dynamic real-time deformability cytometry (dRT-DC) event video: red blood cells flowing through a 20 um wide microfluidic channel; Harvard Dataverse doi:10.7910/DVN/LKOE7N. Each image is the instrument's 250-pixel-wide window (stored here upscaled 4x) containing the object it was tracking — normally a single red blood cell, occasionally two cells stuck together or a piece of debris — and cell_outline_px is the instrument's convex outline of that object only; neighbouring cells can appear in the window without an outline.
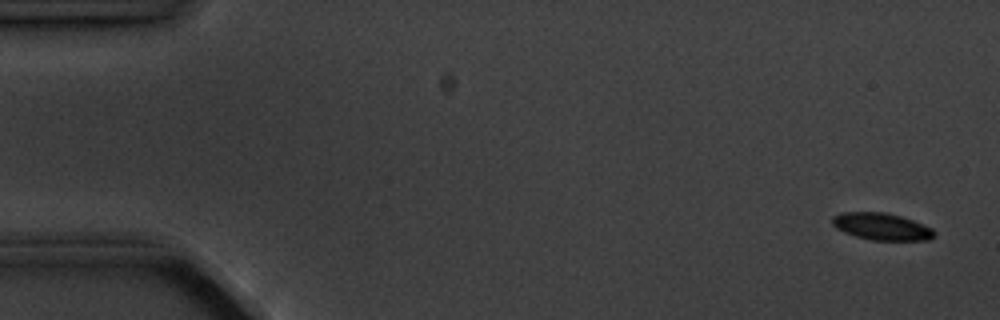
{"species": "common noctule bat (a hibernating species)", "species_latin": "Nyctalus noctula", "temperature_condition": "cold", "stored_images_in_passage": 5, "camera_frame_rate_fps": 3000, "um_per_image_px": 0.085, "animal": {"sex": "male", "body_mass_g": 20.1, "forearm_length_mm": 53.5}, "frame": {"image": 1, "passage_image": 1, "time_ms": 0.0, "image_size_px": [1000, 320], "cell_outline_px": [[936, 232], [928, 240], [872, 240], [856, 236], [844, 232], [836, 228], [832, 224], [832, 216], [840, 212], [884, 212], [900, 216], [912, 220], [932, 228]], "centroid_in_image_um": [74.9, 19.25], "position_along_channel_um": 10.1, "area_um2": 15.95}}
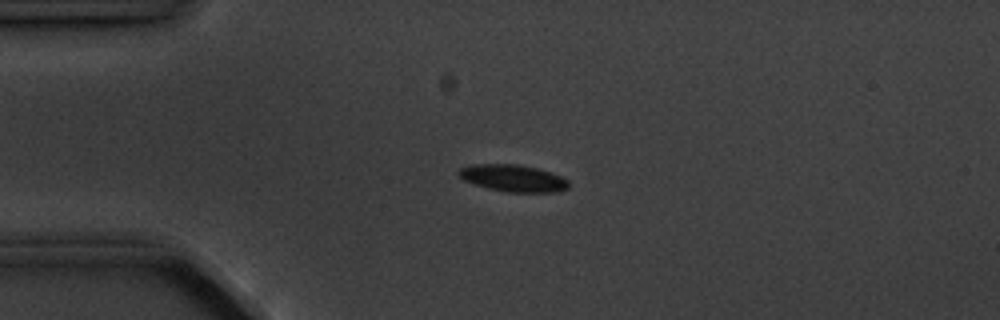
{"frame": {"image": 2, "passage_image": 4, "time_ms": 3.667, "image_size_px": [1000, 320], "cell_outline_px": [[568, 188], [560, 192], [508, 192], [488, 188], [464, 180], [456, 172], [460, 168], [472, 164], [516, 164], [536, 168], [560, 176], [568, 180]], "centroid_in_image_um": [43.61, 15.14], "position_along_channel_um": 41.4, "area_um2": 17.11}}